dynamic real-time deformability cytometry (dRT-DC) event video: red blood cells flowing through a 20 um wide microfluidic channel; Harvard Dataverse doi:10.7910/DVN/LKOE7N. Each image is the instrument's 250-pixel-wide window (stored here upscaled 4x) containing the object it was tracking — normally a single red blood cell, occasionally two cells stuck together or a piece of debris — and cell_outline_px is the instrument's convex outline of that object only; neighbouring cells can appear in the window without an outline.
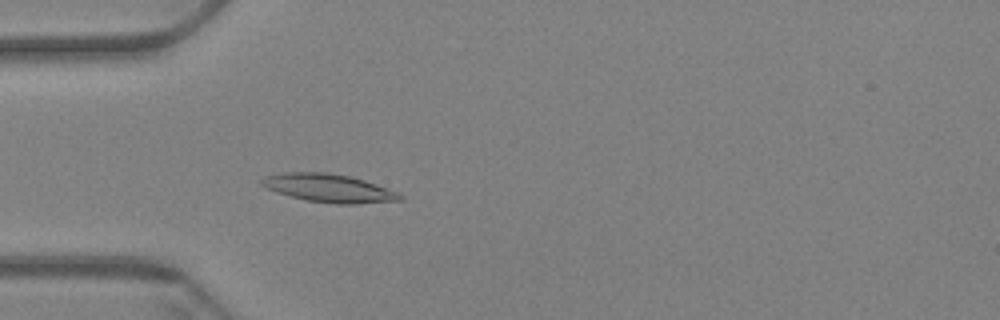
{"species": "Egyptian fruit bat (a non-hibernating species)", "species_latin": "Rousettus aegyptiacus", "temperature_condition": "warm", "stored_images_in_passage": 51, "camera_frame_rate_fps": 3000, "um_per_image_px": 0.085, "animal": {"sex": "female"}, "frame": {"image": 1, "passage_image": 9, "time_ms": 2.667, "image_size_px": [1000, 320], "cell_outline_px": [[404, 200], [356, 204], [336, 204], [308, 200], [276, 192], [260, 184], [260, 180], [264, 176], [284, 172], [328, 172], [348, 176], [364, 180], [400, 192], [404, 196]], "centroid_in_image_um": [27.99, 15.99], "position_along_channel_um": 57.0, "area_um2": 22.77}}
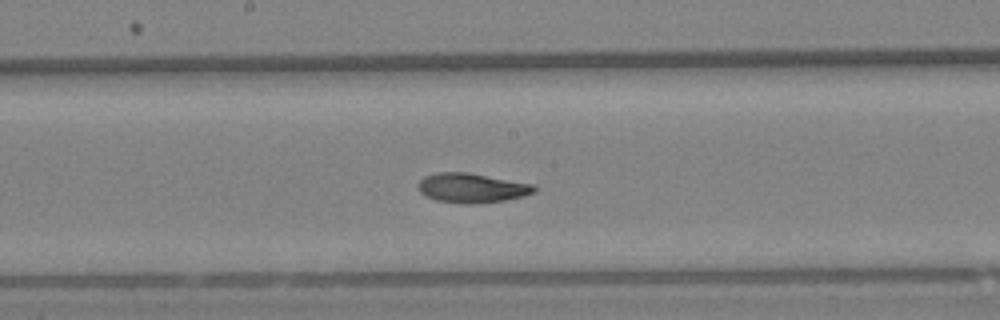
{"frame": {"image": 2, "passage_image": 23, "time_ms": 7.333, "image_size_px": [1000, 320], "cell_outline_px": [[536, 192], [524, 196], [504, 200], [476, 204], [460, 204], [436, 200], [420, 192], [416, 188], [416, 184], [424, 176], [436, 172], [464, 172], [532, 184], [536, 188]], "centroid_in_image_um": [40.05, 15.98], "position_along_channel_um": 208.1, "area_um2": 19.94}}
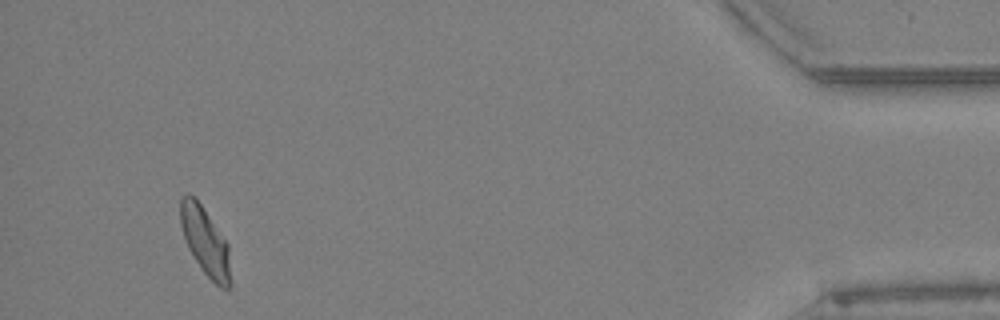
{"frame": {"image": 3, "passage_image": 48, "time_ms": 15.667, "image_size_px": [1000, 320], "cell_outline_px": [[228, 288], [220, 288], [204, 272], [188, 248], [180, 224], [180, 200], [188, 192], [200, 204], [228, 244]], "centroid_in_image_um": [17.39, 20.47], "position_along_channel_um": 417.8, "area_um2": 18.9}, "authors_computed_cell_mechanics": {"area_um2": 19.8832, "velocity_mm_per_s": 3.3598, "shape_relaxation_time_tau1_ms": 5.2177, "shape_relaxation_time_tau2_ms": 2.5639, "deformation_change_tau1": 0.1591, "deformation_change_tau2": 0.0745}}